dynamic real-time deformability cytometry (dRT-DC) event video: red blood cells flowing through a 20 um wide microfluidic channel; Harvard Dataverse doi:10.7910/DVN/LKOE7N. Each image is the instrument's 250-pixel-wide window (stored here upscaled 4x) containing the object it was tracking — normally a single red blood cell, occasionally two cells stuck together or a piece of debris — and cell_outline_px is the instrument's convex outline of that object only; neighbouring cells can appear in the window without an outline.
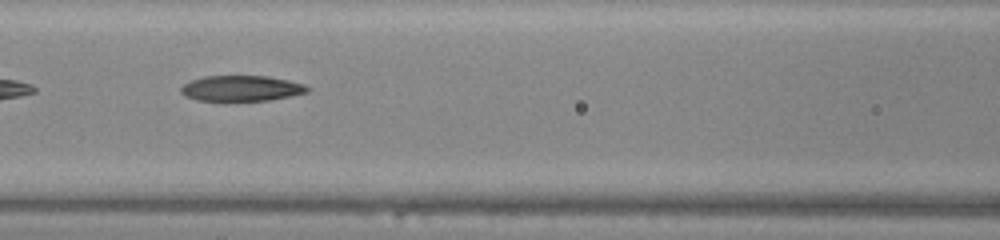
{"species": "common noctule bat (a hibernating species)", "species_latin": "Nyctalus noctula", "temperature_condition": "warm", "stored_images_in_passage": 10, "camera_frame_rate_fps": 3000, "um_per_image_px": 0.085, "animal": {"sex": "male", "body_mass_g": 20.0, "forearm_length_mm": 53.3}, "frame": {"image": 1, "passage_image": 6, "time_ms": 1.667, "image_size_px": [1000, 240], "cell_outline_px": [[312, 88], [308, 92], [292, 96], [268, 100], [196, 100], [184, 96], [180, 92], [180, 88], [184, 84], [192, 80], [204, 76], [268, 76], [288, 80], [304, 84]], "centroid_in_image_um": [20.54, 7.5], "position_along_channel_um": 146.1, "area_um2": 18.84}}